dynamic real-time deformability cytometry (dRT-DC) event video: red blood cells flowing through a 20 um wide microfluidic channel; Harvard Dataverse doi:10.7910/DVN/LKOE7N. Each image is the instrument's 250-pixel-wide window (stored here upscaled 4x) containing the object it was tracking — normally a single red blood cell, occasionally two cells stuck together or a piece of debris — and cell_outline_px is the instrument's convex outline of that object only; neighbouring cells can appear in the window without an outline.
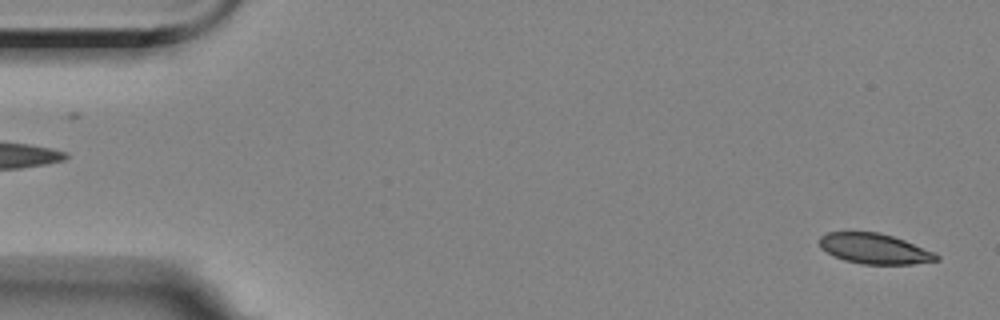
{"species": "Egyptian fruit bat (a non-hibernating species)", "species_latin": "Rousettus aegyptiacus", "temperature_condition": "room temperature", "stored_images_in_passage": 4, "segment_of_instrument_passage": [2, 2], "camera_frame_rate_fps": 3000, "um_per_image_px": 0.085, "animal": {"sex": "female"}, "frame": {"image": 1, "passage_image": 4, "time_ms": 3.667, "image_size_px": [1000, 320], "cell_outline_px": [[940, 260], [912, 264], [860, 264], [844, 260], [832, 256], [820, 248], [820, 236], [828, 232], [880, 232], [904, 240], [936, 252], [940, 256]], "centroid_in_image_um": [74.34, 21.14], "position_along_channel_um": 10.7, "area_um2": 20.87}}